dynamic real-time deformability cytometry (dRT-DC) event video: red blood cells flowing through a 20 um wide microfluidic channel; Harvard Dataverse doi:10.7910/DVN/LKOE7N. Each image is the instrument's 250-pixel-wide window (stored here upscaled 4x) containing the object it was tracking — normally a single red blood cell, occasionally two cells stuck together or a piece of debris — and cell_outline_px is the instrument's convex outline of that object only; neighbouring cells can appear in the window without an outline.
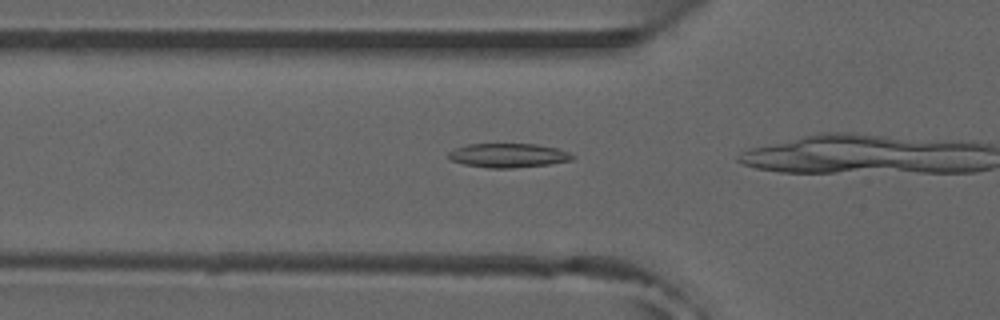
{"species": "common noctule bat (a hibernating species)", "species_latin": "Nyctalus noctula", "temperature_condition": "room temperature", "stored_images_in_passage": 15, "camera_frame_rate_fps": 3000, "um_per_image_px": 0.085, "animal": {"sex": "male", "forearm_length_mm": 52.5}, "frame": {"image": 1, "passage_image": 13, "time_ms": 4.0, "image_size_px": [1000, 320], "cell_outline_px": [[576, 156], [572, 160], [548, 164], [512, 168], [488, 168], [464, 164], [452, 160], [448, 156], [448, 152], [456, 148], [468, 144], [536, 144], [556, 148], [568, 152]], "centroid_in_image_um": [43.21, 13.21], "position_along_channel_um": 82.6, "area_um2": 17.28}}